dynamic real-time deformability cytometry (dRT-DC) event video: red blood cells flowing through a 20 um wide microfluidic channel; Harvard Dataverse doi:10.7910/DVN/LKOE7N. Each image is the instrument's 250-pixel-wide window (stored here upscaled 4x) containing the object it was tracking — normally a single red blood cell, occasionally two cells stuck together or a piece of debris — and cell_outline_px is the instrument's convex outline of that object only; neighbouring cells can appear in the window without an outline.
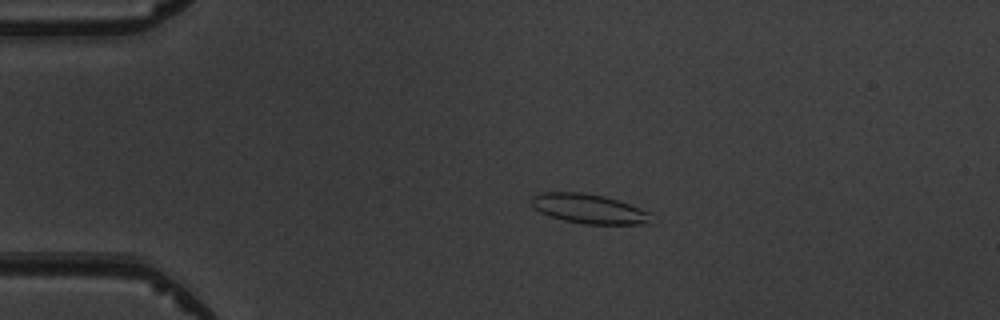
{"species": "common noctule bat (a hibernating species)", "species_latin": "Nyctalus noctula", "temperature_condition": "warm", "stored_images_in_passage": 5, "camera_frame_rate_fps": 3000, "um_per_image_px": 0.085, "animal": {"sex": "male", "body_mass_g": 19.5, "forearm_length_mm": 54.6}, "frame": {"image": 1, "passage_image": 3, "time_ms": 3.333, "image_size_px": [1000, 320], "cell_outline_px": [[652, 224], [584, 224], [564, 220], [548, 216], [532, 208], [528, 200], [536, 192], [584, 192], [604, 196], [652, 212]], "centroid_in_image_um": [50.01, 17.74], "position_along_channel_um": 35.0, "area_um2": 21.04}}